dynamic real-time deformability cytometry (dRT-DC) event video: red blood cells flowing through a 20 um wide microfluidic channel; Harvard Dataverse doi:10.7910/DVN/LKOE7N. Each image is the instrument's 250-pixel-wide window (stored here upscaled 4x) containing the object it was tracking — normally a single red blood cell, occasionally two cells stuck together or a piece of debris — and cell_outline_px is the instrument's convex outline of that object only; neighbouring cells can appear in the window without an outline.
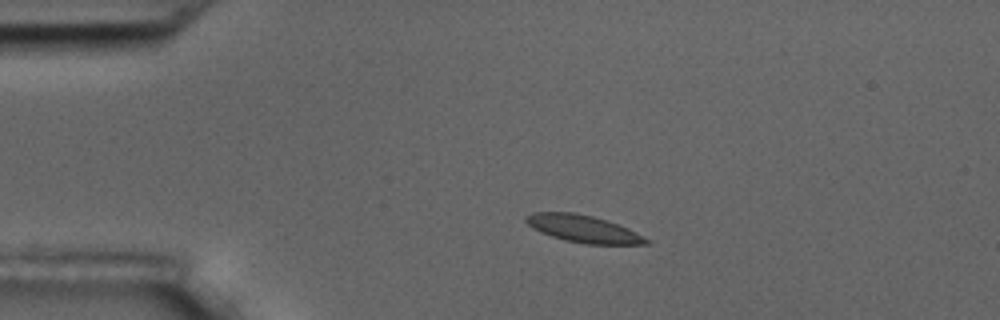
{"species": "common noctule bat (a hibernating species)", "species_latin": "Nyctalus noctula", "temperature_condition": "room temperature", "stored_images_in_passage": 12, "camera_frame_rate_fps": 3000, "um_per_image_px": 0.085, "animal": {"sex": "male", "body_mass_g": 17.5, "forearm_length_mm": 52.3}, "frame": {"image": 1, "passage_image": 1, "time_ms": 0.0, "image_size_px": [1000, 320], "cell_outline_px": [[652, 240], [648, 244], [588, 244], [564, 240], [540, 232], [532, 228], [524, 220], [524, 216], [532, 212], [572, 212], [592, 216], [608, 220], [628, 228]], "centroid_in_image_um": [49.58, 19.44], "position_along_channel_um": 35.4, "area_um2": 19.19}}
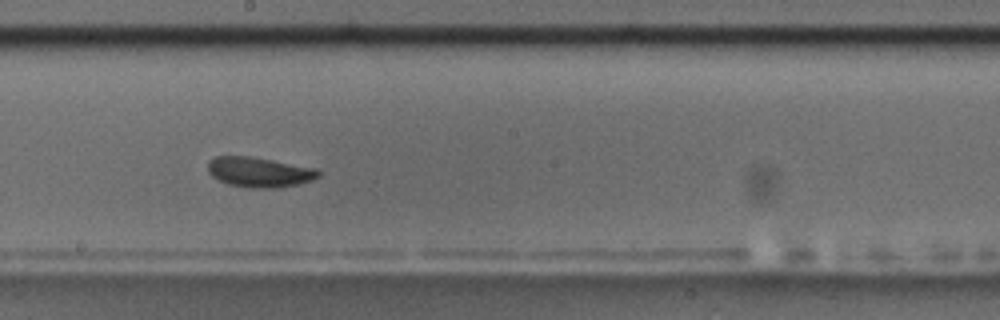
{"frame": {"image": 2, "passage_image": 6, "time_ms": 6.667, "image_size_px": [1000, 320], "cell_outline_px": [[320, 176], [312, 180], [280, 188], [248, 188], [228, 184], [212, 176], [208, 172], [208, 160], [216, 156], [252, 156], [320, 168]], "centroid_in_image_um": [22.08, 14.62], "position_along_channel_um": 226.1, "area_um2": 19.71}}
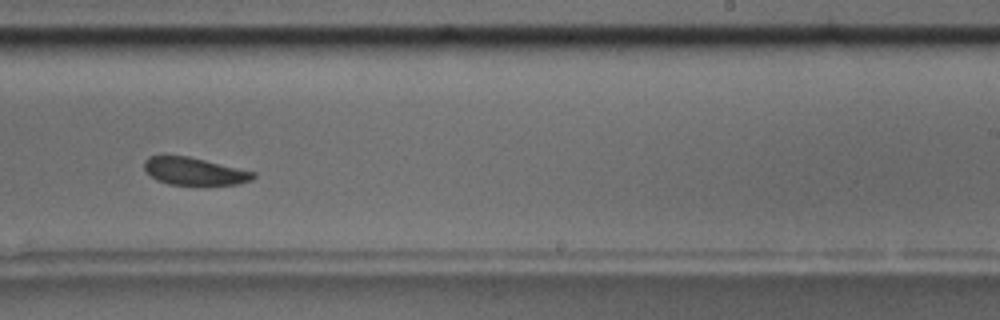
{"frame": {"image": 3, "passage_image": 7, "time_ms": 8.0, "image_size_px": [1000, 320], "cell_outline_px": [[256, 176], [252, 180], [236, 184], [168, 184], [156, 180], [144, 168], [144, 160], [148, 156], [188, 156], [256, 172]], "centroid_in_image_um": [16.52, 14.55], "position_along_channel_um": 272.5, "area_um2": 17.22}, "authors_computed_cell_mechanics": {"area_um2": 18.6116, "velocity_mm_per_s": 3.4787, "shape_relaxation_time_tau1_ms": 1.5123, "shape_relaxation_time_tau2_ms": 2.3758, "deformation_change_tau1": 0.0654, "deformation_change_tau2": 0.0487}}